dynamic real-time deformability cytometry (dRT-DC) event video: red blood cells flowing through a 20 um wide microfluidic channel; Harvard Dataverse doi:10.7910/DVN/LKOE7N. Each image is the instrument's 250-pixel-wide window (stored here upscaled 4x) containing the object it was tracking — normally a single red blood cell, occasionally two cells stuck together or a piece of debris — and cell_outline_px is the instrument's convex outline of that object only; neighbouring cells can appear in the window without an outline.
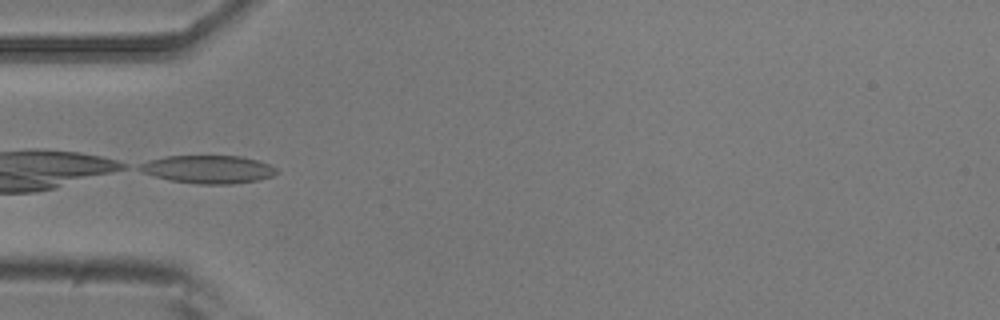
{"species": "common noctule bat (a hibernating species)", "species_latin": "Nyctalus noctula", "temperature_condition": "room temperature", "stored_images_in_passage": 3, "camera_frame_rate_fps": 3000, "um_per_image_px": 0.085, "animal": {"sex": "male", "body_mass_g": 20.5, "forearm_length_mm": 52.5}, "frame": {"image": 1, "passage_image": 3, "time_ms": 0.667, "image_size_px": [1000, 320], "cell_outline_px": [[280, 172], [272, 176], [256, 180], [232, 184], [200, 184], [172, 180], [156, 176], [144, 172], [136, 168], [140, 164], [148, 160], [164, 156], [240, 156], [256, 160], [268, 164], [276, 168]], "centroid_in_image_um": [17.7, 14.38], "position_along_channel_um": 67.3, "area_um2": 22.14}}